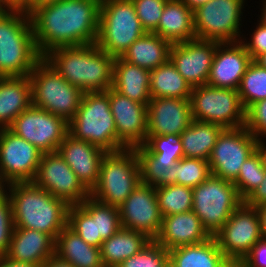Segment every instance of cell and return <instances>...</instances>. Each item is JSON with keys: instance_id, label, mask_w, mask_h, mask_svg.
<instances>
[{"instance_id": "obj_22", "label": "cell", "mask_w": 266, "mask_h": 267, "mask_svg": "<svg viewBox=\"0 0 266 267\" xmlns=\"http://www.w3.org/2000/svg\"><path fill=\"white\" fill-rule=\"evenodd\" d=\"M251 61L250 54L240 41L219 42L216 46L207 85L238 90Z\"/></svg>"}, {"instance_id": "obj_55", "label": "cell", "mask_w": 266, "mask_h": 267, "mask_svg": "<svg viewBox=\"0 0 266 267\" xmlns=\"http://www.w3.org/2000/svg\"><path fill=\"white\" fill-rule=\"evenodd\" d=\"M23 0H0V8H16Z\"/></svg>"}, {"instance_id": "obj_3", "label": "cell", "mask_w": 266, "mask_h": 267, "mask_svg": "<svg viewBox=\"0 0 266 267\" xmlns=\"http://www.w3.org/2000/svg\"><path fill=\"white\" fill-rule=\"evenodd\" d=\"M12 202L14 228L35 229L55 240L67 226L69 205L33 181L8 185Z\"/></svg>"}, {"instance_id": "obj_54", "label": "cell", "mask_w": 266, "mask_h": 267, "mask_svg": "<svg viewBox=\"0 0 266 267\" xmlns=\"http://www.w3.org/2000/svg\"><path fill=\"white\" fill-rule=\"evenodd\" d=\"M9 183L0 175V201L8 195Z\"/></svg>"}, {"instance_id": "obj_56", "label": "cell", "mask_w": 266, "mask_h": 267, "mask_svg": "<svg viewBox=\"0 0 266 267\" xmlns=\"http://www.w3.org/2000/svg\"><path fill=\"white\" fill-rule=\"evenodd\" d=\"M262 3H260L261 5V8H260V15H257L258 16V20L260 22H262L265 26H266V0H262L260 1Z\"/></svg>"}, {"instance_id": "obj_20", "label": "cell", "mask_w": 266, "mask_h": 267, "mask_svg": "<svg viewBox=\"0 0 266 267\" xmlns=\"http://www.w3.org/2000/svg\"><path fill=\"white\" fill-rule=\"evenodd\" d=\"M109 96L118 140L127 148L142 146L147 140V106L117 92L112 87Z\"/></svg>"}, {"instance_id": "obj_40", "label": "cell", "mask_w": 266, "mask_h": 267, "mask_svg": "<svg viewBox=\"0 0 266 267\" xmlns=\"http://www.w3.org/2000/svg\"><path fill=\"white\" fill-rule=\"evenodd\" d=\"M67 225L86 243L101 248L103 239L96 238L95 220L79 205H69Z\"/></svg>"}, {"instance_id": "obj_37", "label": "cell", "mask_w": 266, "mask_h": 267, "mask_svg": "<svg viewBox=\"0 0 266 267\" xmlns=\"http://www.w3.org/2000/svg\"><path fill=\"white\" fill-rule=\"evenodd\" d=\"M156 195L163 217L192 210L193 190L190 187L178 184L159 186Z\"/></svg>"}, {"instance_id": "obj_48", "label": "cell", "mask_w": 266, "mask_h": 267, "mask_svg": "<svg viewBox=\"0 0 266 267\" xmlns=\"http://www.w3.org/2000/svg\"><path fill=\"white\" fill-rule=\"evenodd\" d=\"M59 0H23L16 8L23 10L27 14H30L34 9L39 6L53 3Z\"/></svg>"}, {"instance_id": "obj_58", "label": "cell", "mask_w": 266, "mask_h": 267, "mask_svg": "<svg viewBox=\"0 0 266 267\" xmlns=\"http://www.w3.org/2000/svg\"><path fill=\"white\" fill-rule=\"evenodd\" d=\"M224 267H239V264L236 262L229 261Z\"/></svg>"}, {"instance_id": "obj_1", "label": "cell", "mask_w": 266, "mask_h": 267, "mask_svg": "<svg viewBox=\"0 0 266 267\" xmlns=\"http://www.w3.org/2000/svg\"><path fill=\"white\" fill-rule=\"evenodd\" d=\"M101 0H59L34 9L29 15L36 49L43 56L62 46L96 43Z\"/></svg>"}, {"instance_id": "obj_4", "label": "cell", "mask_w": 266, "mask_h": 267, "mask_svg": "<svg viewBox=\"0 0 266 267\" xmlns=\"http://www.w3.org/2000/svg\"><path fill=\"white\" fill-rule=\"evenodd\" d=\"M41 58L30 15L18 8H0V77L29 76Z\"/></svg>"}, {"instance_id": "obj_17", "label": "cell", "mask_w": 266, "mask_h": 267, "mask_svg": "<svg viewBox=\"0 0 266 267\" xmlns=\"http://www.w3.org/2000/svg\"><path fill=\"white\" fill-rule=\"evenodd\" d=\"M33 182L68 205L81 204L90 196L58 152L43 153Z\"/></svg>"}, {"instance_id": "obj_2", "label": "cell", "mask_w": 266, "mask_h": 267, "mask_svg": "<svg viewBox=\"0 0 266 267\" xmlns=\"http://www.w3.org/2000/svg\"><path fill=\"white\" fill-rule=\"evenodd\" d=\"M67 82L85 92H103L113 85L115 57L96 43L62 46L42 56Z\"/></svg>"}, {"instance_id": "obj_10", "label": "cell", "mask_w": 266, "mask_h": 267, "mask_svg": "<svg viewBox=\"0 0 266 267\" xmlns=\"http://www.w3.org/2000/svg\"><path fill=\"white\" fill-rule=\"evenodd\" d=\"M247 1L210 0L196 8L193 11L196 38L220 43L241 41Z\"/></svg>"}, {"instance_id": "obj_34", "label": "cell", "mask_w": 266, "mask_h": 267, "mask_svg": "<svg viewBox=\"0 0 266 267\" xmlns=\"http://www.w3.org/2000/svg\"><path fill=\"white\" fill-rule=\"evenodd\" d=\"M192 87L169 60L150 71L151 98L189 99Z\"/></svg>"}, {"instance_id": "obj_51", "label": "cell", "mask_w": 266, "mask_h": 267, "mask_svg": "<svg viewBox=\"0 0 266 267\" xmlns=\"http://www.w3.org/2000/svg\"><path fill=\"white\" fill-rule=\"evenodd\" d=\"M255 151L260 156L262 166L266 171V139H257Z\"/></svg>"}, {"instance_id": "obj_12", "label": "cell", "mask_w": 266, "mask_h": 267, "mask_svg": "<svg viewBox=\"0 0 266 267\" xmlns=\"http://www.w3.org/2000/svg\"><path fill=\"white\" fill-rule=\"evenodd\" d=\"M134 149L140 164L141 183L155 188L170 185V167L184 157L180 135L147 136L146 142Z\"/></svg>"}, {"instance_id": "obj_43", "label": "cell", "mask_w": 266, "mask_h": 267, "mask_svg": "<svg viewBox=\"0 0 266 267\" xmlns=\"http://www.w3.org/2000/svg\"><path fill=\"white\" fill-rule=\"evenodd\" d=\"M14 230L13 208L7 195L0 201V256H5L9 250Z\"/></svg>"}, {"instance_id": "obj_44", "label": "cell", "mask_w": 266, "mask_h": 267, "mask_svg": "<svg viewBox=\"0 0 266 267\" xmlns=\"http://www.w3.org/2000/svg\"><path fill=\"white\" fill-rule=\"evenodd\" d=\"M245 127L257 139H266V99L255 102L246 110Z\"/></svg>"}, {"instance_id": "obj_5", "label": "cell", "mask_w": 266, "mask_h": 267, "mask_svg": "<svg viewBox=\"0 0 266 267\" xmlns=\"http://www.w3.org/2000/svg\"><path fill=\"white\" fill-rule=\"evenodd\" d=\"M68 133L106 152L127 149L117 138L109 96L105 91L83 93L75 116L68 122Z\"/></svg>"}, {"instance_id": "obj_47", "label": "cell", "mask_w": 266, "mask_h": 267, "mask_svg": "<svg viewBox=\"0 0 266 267\" xmlns=\"http://www.w3.org/2000/svg\"><path fill=\"white\" fill-rule=\"evenodd\" d=\"M243 202L255 208L266 203V175L261 184Z\"/></svg>"}, {"instance_id": "obj_27", "label": "cell", "mask_w": 266, "mask_h": 267, "mask_svg": "<svg viewBox=\"0 0 266 267\" xmlns=\"http://www.w3.org/2000/svg\"><path fill=\"white\" fill-rule=\"evenodd\" d=\"M112 88L138 103L148 105L150 95V71L115 57Z\"/></svg>"}, {"instance_id": "obj_18", "label": "cell", "mask_w": 266, "mask_h": 267, "mask_svg": "<svg viewBox=\"0 0 266 267\" xmlns=\"http://www.w3.org/2000/svg\"><path fill=\"white\" fill-rule=\"evenodd\" d=\"M122 228L145 234L155 240L162 227L156 188L140 183L118 207Z\"/></svg>"}, {"instance_id": "obj_15", "label": "cell", "mask_w": 266, "mask_h": 267, "mask_svg": "<svg viewBox=\"0 0 266 267\" xmlns=\"http://www.w3.org/2000/svg\"><path fill=\"white\" fill-rule=\"evenodd\" d=\"M257 138L245 127L224 129L208 163L214 176L234 182L244 161L255 152Z\"/></svg>"}, {"instance_id": "obj_38", "label": "cell", "mask_w": 266, "mask_h": 267, "mask_svg": "<svg viewBox=\"0 0 266 267\" xmlns=\"http://www.w3.org/2000/svg\"><path fill=\"white\" fill-rule=\"evenodd\" d=\"M238 94L245 110L255 102L266 99V68L252 60L242 77Z\"/></svg>"}, {"instance_id": "obj_13", "label": "cell", "mask_w": 266, "mask_h": 267, "mask_svg": "<svg viewBox=\"0 0 266 267\" xmlns=\"http://www.w3.org/2000/svg\"><path fill=\"white\" fill-rule=\"evenodd\" d=\"M214 238L224 256L229 261L239 264L262 238L257 208L243 202L214 235Z\"/></svg>"}, {"instance_id": "obj_31", "label": "cell", "mask_w": 266, "mask_h": 267, "mask_svg": "<svg viewBox=\"0 0 266 267\" xmlns=\"http://www.w3.org/2000/svg\"><path fill=\"white\" fill-rule=\"evenodd\" d=\"M169 260L177 267H224V256L214 236L202 243L184 245L168 251Z\"/></svg>"}, {"instance_id": "obj_11", "label": "cell", "mask_w": 266, "mask_h": 267, "mask_svg": "<svg viewBox=\"0 0 266 267\" xmlns=\"http://www.w3.org/2000/svg\"><path fill=\"white\" fill-rule=\"evenodd\" d=\"M189 100L193 120L217 124L224 129L245 126L246 110L238 90L201 85L192 88Z\"/></svg>"}, {"instance_id": "obj_46", "label": "cell", "mask_w": 266, "mask_h": 267, "mask_svg": "<svg viewBox=\"0 0 266 267\" xmlns=\"http://www.w3.org/2000/svg\"><path fill=\"white\" fill-rule=\"evenodd\" d=\"M239 267H266V239L261 238L240 261Z\"/></svg>"}, {"instance_id": "obj_9", "label": "cell", "mask_w": 266, "mask_h": 267, "mask_svg": "<svg viewBox=\"0 0 266 267\" xmlns=\"http://www.w3.org/2000/svg\"><path fill=\"white\" fill-rule=\"evenodd\" d=\"M192 190V211L210 236H214L243 203L233 182L213 174Z\"/></svg>"}, {"instance_id": "obj_42", "label": "cell", "mask_w": 266, "mask_h": 267, "mask_svg": "<svg viewBox=\"0 0 266 267\" xmlns=\"http://www.w3.org/2000/svg\"><path fill=\"white\" fill-rule=\"evenodd\" d=\"M168 0H132L142 28L153 33L159 24L163 9Z\"/></svg>"}, {"instance_id": "obj_7", "label": "cell", "mask_w": 266, "mask_h": 267, "mask_svg": "<svg viewBox=\"0 0 266 267\" xmlns=\"http://www.w3.org/2000/svg\"><path fill=\"white\" fill-rule=\"evenodd\" d=\"M145 33L132 0H101L96 45L102 51L120 57Z\"/></svg>"}, {"instance_id": "obj_28", "label": "cell", "mask_w": 266, "mask_h": 267, "mask_svg": "<svg viewBox=\"0 0 266 267\" xmlns=\"http://www.w3.org/2000/svg\"><path fill=\"white\" fill-rule=\"evenodd\" d=\"M153 33L172 44L196 39L193 10L181 0H168Z\"/></svg>"}, {"instance_id": "obj_14", "label": "cell", "mask_w": 266, "mask_h": 267, "mask_svg": "<svg viewBox=\"0 0 266 267\" xmlns=\"http://www.w3.org/2000/svg\"><path fill=\"white\" fill-rule=\"evenodd\" d=\"M15 135L33 144L43 153L57 152L68 134V122L57 115L31 105L8 127Z\"/></svg>"}, {"instance_id": "obj_21", "label": "cell", "mask_w": 266, "mask_h": 267, "mask_svg": "<svg viewBox=\"0 0 266 267\" xmlns=\"http://www.w3.org/2000/svg\"><path fill=\"white\" fill-rule=\"evenodd\" d=\"M192 120L189 99L151 98L147 106V136L180 135Z\"/></svg>"}, {"instance_id": "obj_57", "label": "cell", "mask_w": 266, "mask_h": 267, "mask_svg": "<svg viewBox=\"0 0 266 267\" xmlns=\"http://www.w3.org/2000/svg\"><path fill=\"white\" fill-rule=\"evenodd\" d=\"M255 61L258 64H260L263 68H266V53L260 55Z\"/></svg>"}, {"instance_id": "obj_24", "label": "cell", "mask_w": 266, "mask_h": 267, "mask_svg": "<svg viewBox=\"0 0 266 267\" xmlns=\"http://www.w3.org/2000/svg\"><path fill=\"white\" fill-rule=\"evenodd\" d=\"M210 237L198 216L191 210L164 216L155 241L169 251L179 246L202 243Z\"/></svg>"}, {"instance_id": "obj_49", "label": "cell", "mask_w": 266, "mask_h": 267, "mask_svg": "<svg viewBox=\"0 0 266 267\" xmlns=\"http://www.w3.org/2000/svg\"><path fill=\"white\" fill-rule=\"evenodd\" d=\"M0 267H41L37 264L28 262H19L8 258L7 256H0Z\"/></svg>"}, {"instance_id": "obj_41", "label": "cell", "mask_w": 266, "mask_h": 267, "mask_svg": "<svg viewBox=\"0 0 266 267\" xmlns=\"http://www.w3.org/2000/svg\"><path fill=\"white\" fill-rule=\"evenodd\" d=\"M169 252L155 240H151L140 252L127 258L117 267H165Z\"/></svg>"}, {"instance_id": "obj_53", "label": "cell", "mask_w": 266, "mask_h": 267, "mask_svg": "<svg viewBox=\"0 0 266 267\" xmlns=\"http://www.w3.org/2000/svg\"><path fill=\"white\" fill-rule=\"evenodd\" d=\"M191 10H195L199 6L206 4L210 0H181Z\"/></svg>"}, {"instance_id": "obj_29", "label": "cell", "mask_w": 266, "mask_h": 267, "mask_svg": "<svg viewBox=\"0 0 266 267\" xmlns=\"http://www.w3.org/2000/svg\"><path fill=\"white\" fill-rule=\"evenodd\" d=\"M172 43L158 34L146 32L133 42L121 56L125 61L152 71L170 59Z\"/></svg>"}, {"instance_id": "obj_16", "label": "cell", "mask_w": 266, "mask_h": 267, "mask_svg": "<svg viewBox=\"0 0 266 267\" xmlns=\"http://www.w3.org/2000/svg\"><path fill=\"white\" fill-rule=\"evenodd\" d=\"M43 152L8 128L0 129V175L9 183L35 179Z\"/></svg>"}, {"instance_id": "obj_52", "label": "cell", "mask_w": 266, "mask_h": 267, "mask_svg": "<svg viewBox=\"0 0 266 267\" xmlns=\"http://www.w3.org/2000/svg\"><path fill=\"white\" fill-rule=\"evenodd\" d=\"M257 210L260 219L261 234L262 237L266 239V203L261 206H258Z\"/></svg>"}, {"instance_id": "obj_23", "label": "cell", "mask_w": 266, "mask_h": 267, "mask_svg": "<svg viewBox=\"0 0 266 267\" xmlns=\"http://www.w3.org/2000/svg\"><path fill=\"white\" fill-rule=\"evenodd\" d=\"M57 152L89 191L96 186L102 160L108 153L89 142L74 138L69 133L59 145Z\"/></svg>"}, {"instance_id": "obj_39", "label": "cell", "mask_w": 266, "mask_h": 267, "mask_svg": "<svg viewBox=\"0 0 266 267\" xmlns=\"http://www.w3.org/2000/svg\"><path fill=\"white\" fill-rule=\"evenodd\" d=\"M265 175L260 156L255 151L244 161L237 179L233 182L239 197L244 201L261 184Z\"/></svg>"}, {"instance_id": "obj_6", "label": "cell", "mask_w": 266, "mask_h": 267, "mask_svg": "<svg viewBox=\"0 0 266 267\" xmlns=\"http://www.w3.org/2000/svg\"><path fill=\"white\" fill-rule=\"evenodd\" d=\"M140 183L141 169L135 149L108 152L90 196L106 205L119 207Z\"/></svg>"}, {"instance_id": "obj_8", "label": "cell", "mask_w": 266, "mask_h": 267, "mask_svg": "<svg viewBox=\"0 0 266 267\" xmlns=\"http://www.w3.org/2000/svg\"><path fill=\"white\" fill-rule=\"evenodd\" d=\"M29 78L32 105L67 122L75 116L84 92L67 82L43 57L35 64Z\"/></svg>"}, {"instance_id": "obj_36", "label": "cell", "mask_w": 266, "mask_h": 267, "mask_svg": "<svg viewBox=\"0 0 266 267\" xmlns=\"http://www.w3.org/2000/svg\"><path fill=\"white\" fill-rule=\"evenodd\" d=\"M211 174L208 160L183 157L170 167V185L178 184L194 188Z\"/></svg>"}, {"instance_id": "obj_45", "label": "cell", "mask_w": 266, "mask_h": 267, "mask_svg": "<svg viewBox=\"0 0 266 267\" xmlns=\"http://www.w3.org/2000/svg\"><path fill=\"white\" fill-rule=\"evenodd\" d=\"M257 21L256 23L254 22L256 25L253 26H256L255 29L253 28L252 30V28H250V37H245L246 33L244 32L240 41L245 46L252 60H256L260 55L266 53V26L260 22L258 18Z\"/></svg>"}, {"instance_id": "obj_25", "label": "cell", "mask_w": 266, "mask_h": 267, "mask_svg": "<svg viewBox=\"0 0 266 267\" xmlns=\"http://www.w3.org/2000/svg\"><path fill=\"white\" fill-rule=\"evenodd\" d=\"M56 240L35 229L14 228L9 250L5 256L31 264L42 265L55 254Z\"/></svg>"}, {"instance_id": "obj_33", "label": "cell", "mask_w": 266, "mask_h": 267, "mask_svg": "<svg viewBox=\"0 0 266 267\" xmlns=\"http://www.w3.org/2000/svg\"><path fill=\"white\" fill-rule=\"evenodd\" d=\"M223 130L217 124L192 120L180 134L184 157L208 160Z\"/></svg>"}, {"instance_id": "obj_26", "label": "cell", "mask_w": 266, "mask_h": 267, "mask_svg": "<svg viewBox=\"0 0 266 267\" xmlns=\"http://www.w3.org/2000/svg\"><path fill=\"white\" fill-rule=\"evenodd\" d=\"M31 105L29 76L0 77V129L8 128Z\"/></svg>"}, {"instance_id": "obj_35", "label": "cell", "mask_w": 266, "mask_h": 267, "mask_svg": "<svg viewBox=\"0 0 266 267\" xmlns=\"http://www.w3.org/2000/svg\"><path fill=\"white\" fill-rule=\"evenodd\" d=\"M79 205L95 220L96 238L109 239L122 228L118 207L101 203L91 196Z\"/></svg>"}, {"instance_id": "obj_30", "label": "cell", "mask_w": 266, "mask_h": 267, "mask_svg": "<svg viewBox=\"0 0 266 267\" xmlns=\"http://www.w3.org/2000/svg\"><path fill=\"white\" fill-rule=\"evenodd\" d=\"M55 255L74 267H103L101 250L86 243L68 225L58 234Z\"/></svg>"}, {"instance_id": "obj_32", "label": "cell", "mask_w": 266, "mask_h": 267, "mask_svg": "<svg viewBox=\"0 0 266 267\" xmlns=\"http://www.w3.org/2000/svg\"><path fill=\"white\" fill-rule=\"evenodd\" d=\"M151 241L145 234L121 228L103 241L101 260L105 267H117L127 258L140 252Z\"/></svg>"}, {"instance_id": "obj_50", "label": "cell", "mask_w": 266, "mask_h": 267, "mask_svg": "<svg viewBox=\"0 0 266 267\" xmlns=\"http://www.w3.org/2000/svg\"><path fill=\"white\" fill-rule=\"evenodd\" d=\"M41 267H74L72 264L60 259L57 255L48 258Z\"/></svg>"}, {"instance_id": "obj_59", "label": "cell", "mask_w": 266, "mask_h": 267, "mask_svg": "<svg viewBox=\"0 0 266 267\" xmlns=\"http://www.w3.org/2000/svg\"><path fill=\"white\" fill-rule=\"evenodd\" d=\"M165 267H177V266L174 263H172L170 260H168Z\"/></svg>"}, {"instance_id": "obj_19", "label": "cell", "mask_w": 266, "mask_h": 267, "mask_svg": "<svg viewBox=\"0 0 266 267\" xmlns=\"http://www.w3.org/2000/svg\"><path fill=\"white\" fill-rule=\"evenodd\" d=\"M218 43L196 38L172 44L169 60L192 88L207 84Z\"/></svg>"}]
</instances>
